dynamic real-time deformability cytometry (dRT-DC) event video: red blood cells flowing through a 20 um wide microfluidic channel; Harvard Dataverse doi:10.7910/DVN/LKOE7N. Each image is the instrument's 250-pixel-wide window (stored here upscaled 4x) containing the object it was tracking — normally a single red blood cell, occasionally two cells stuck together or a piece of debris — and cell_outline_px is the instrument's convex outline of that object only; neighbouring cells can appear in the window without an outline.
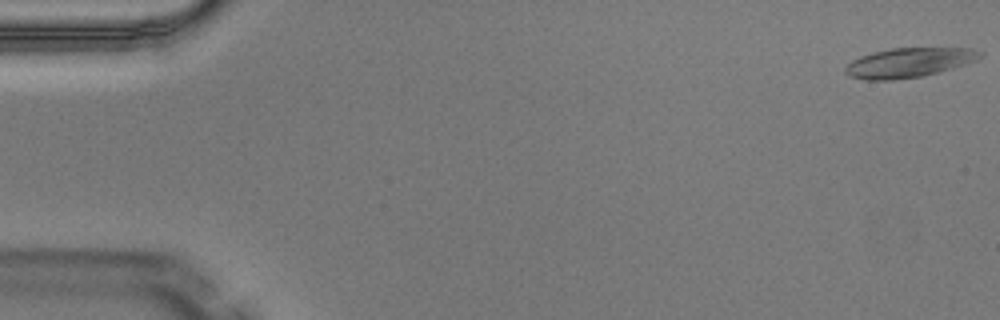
{"species": "Egyptian fruit bat (a non-hibernating species)", "species_latin": "Rousettus aegyptiacus", "temperature_condition": "warm", "stored_images_in_passage": 6, "segment_of_instrument_passage": [1, 2], "camera_frame_rate_fps": 3000, "um_per_image_px": 0.085, "animal": {"sex": "male"}, "frame": {"image": 1, "passage_image": 1, "time_ms": 0.0, "image_size_px": [1000, 320], "cell_outline_px": [[984, 52], [976, 60], [940, 72], [924, 76], [892, 80], [864, 80], [848, 76], [844, 72], [844, 68], [852, 60], [860, 56], [872, 52], [892, 48], [972, 48]], "centroid_in_image_um": [77.22, 5.33], "position_along_channel_um": 7.8, "area_um2": 23.29}}
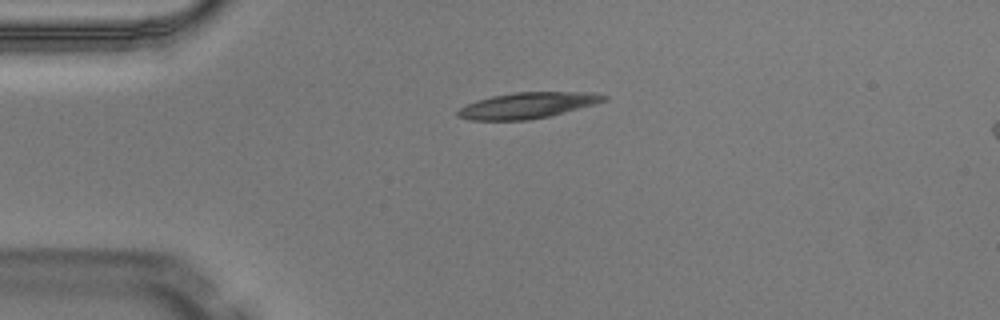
{"frame": {"image": 2, "passage_image": 4, "time_ms": 1.0, "image_size_px": [1000, 320], "cell_outline_px": [[608, 96], [604, 100], [592, 104], [548, 116], [528, 120], [468, 120], [456, 116], [456, 112], [460, 108], [476, 100], [492, 96], [516, 92], [588, 92]], "centroid_in_image_um": [44.74, 8.96], "position_along_channel_um": 40.3, "area_um2": 21.68}}